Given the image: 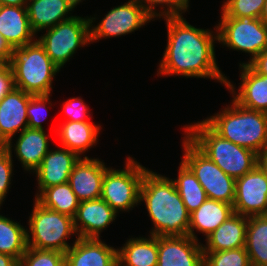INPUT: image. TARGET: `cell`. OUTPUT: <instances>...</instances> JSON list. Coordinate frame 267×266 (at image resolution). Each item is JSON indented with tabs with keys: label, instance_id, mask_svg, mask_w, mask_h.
Segmentation results:
<instances>
[{
	"label": "cell",
	"instance_id": "1",
	"mask_svg": "<svg viewBox=\"0 0 267 266\" xmlns=\"http://www.w3.org/2000/svg\"><path fill=\"white\" fill-rule=\"evenodd\" d=\"M167 28V45L159 61L157 76L206 78L226 85L227 77L216 62L217 28H197L182 16L162 18ZM216 33V34H215Z\"/></svg>",
	"mask_w": 267,
	"mask_h": 266
},
{
	"label": "cell",
	"instance_id": "2",
	"mask_svg": "<svg viewBox=\"0 0 267 266\" xmlns=\"http://www.w3.org/2000/svg\"><path fill=\"white\" fill-rule=\"evenodd\" d=\"M139 202L145 203L153 224L149 235H188L190 213L172 178L148 169L142 179Z\"/></svg>",
	"mask_w": 267,
	"mask_h": 266
},
{
	"label": "cell",
	"instance_id": "3",
	"mask_svg": "<svg viewBox=\"0 0 267 266\" xmlns=\"http://www.w3.org/2000/svg\"><path fill=\"white\" fill-rule=\"evenodd\" d=\"M217 134L259 154L267 147V113L240 106L233 99L220 112L203 119Z\"/></svg>",
	"mask_w": 267,
	"mask_h": 266
},
{
	"label": "cell",
	"instance_id": "4",
	"mask_svg": "<svg viewBox=\"0 0 267 266\" xmlns=\"http://www.w3.org/2000/svg\"><path fill=\"white\" fill-rule=\"evenodd\" d=\"M188 123L185 136L224 173L240 178L251 171L258 162V154L222 138L204 120Z\"/></svg>",
	"mask_w": 267,
	"mask_h": 266
},
{
	"label": "cell",
	"instance_id": "5",
	"mask_svg": "<svg viewBox=\"0 0 267 266\" xmlns=\"http://www.w3.org/2000/svg\"><path fill=\"white\" fill-rule=\"evenodd\" d=\"M9 64L15 88L32 95L52 94V83L60 68L51 61L37 40L14 49Z\"/></svg>",
	"mask_w": 267,
	"mask_h": 266
},
{
	"label": "cell",
	"instance_id": "6",
	"mask_svg": "<svg viewBox=\"0 0 267 266\" xmlns=\"http://www.w3.org/2000/svg\"><path fill=\"white\" fill-rule=\"evenodd\" d=\"M29 216L27 246L38 250L66 253L73 245L67 241L76 234L72 217L44 207L36 199Z\"/></svg>",
	"mask_w": 267,
	"mask_h": 266
},
{
	"label": "cell",
	"instance_id": "7",
	"mask_svg": "<svg viewBox=\"0 0 267 266\" xmlns=\"http://www.w3.org/2000/svg\"><path fill=\"white\" fill-rule=\"evenodd\" d=\"M124 169L109 167L104 174L101 198L119 214L129 212L140 204V187L148 170L135 158L128 156Z\"/></svg>",
	"mask_w": 267,
	"mask_h": 266
},
{
	"label": "cell",
	"instance_id": "8",
	"mask_svg": "<svg viewBox=\"0 0 267 266\" xmlns=\"http://www.w3.org/2000/svg\"><path fill=\"white\" fill-rule=\"evenodd\" d=\"M44 33L36 37V40L60 69L69 62L78 48L91 44L88 16L83 18L75 15L46 29Z\"/></svg>",
	"mask_w": 267,
	"mask_h": 266
},
{
	"label": "cell",
	"instance_id": "9",
	"mask_svg": "<svg viewBox=\"0 0 267 266\" xmlns=\"http://www.w3.org/2000/svg\"><path fill=\"white\" fill-rule=\"evenodd\" d=\"M181 161L193 172L204 188L207 198L233 205L235 179L224 173L203 154L185 135L182 140Z\"/></svg>",
	"mask_w": 267,
	"mask_h": 266
},
{
	"label": "cell",
	"instance_id": "10",
	"mask_svg": "<svg viewBox=\"0 0 267 266\" xmlns=\"http://www.w3.org/2000/svg\"><path fill=\"white\" fill-rule=\"evenodd\" d=\"M216 25L218 43L228 49L248 53L250 58L240 65L248 64L267 47V26L260 18L242 16L220 17Z\"/></svg>",
	"mask_w": 267,
	"mask_h": 266
},
{
	"label": "cell",
	"instance_id": "11",
	"mask_svg": "<svg viewBox=\"0 0 267 266\" xmlns=\"http://www.w3.org/2000/svg\"><path fill=\"white\" fill-rule=\"evenodd\" d=\"M88 18L91 44L100 39L131 34L150 23L151 20L154 21L138 0H128L110 9L97 25L94 24L98 19L95 15Z\"/></svg>",
	"mask_w": 267,
	"mask_h": 266
},
{
	"label": "cell",
	"instance_id": "12",
	"mask_svg": "<svg viewBox=\"0 0 267 266\" xmlns=\"http://www.w3.org/2000/svg\"><path fill=\"white\" fill-rule=\"evenodd\" d=\"M233 208L246 217L267 215V175L258 164L235 180Z\"/></svg>",
	"mask_w": 267,
	"mask_h": 266
},
{
	"label": "cell",
	"instance_id": "13",
	"mask_svg": "<svg viewBox=\"0 0 267 266\" xmlns=\"http://www.w3.org/2000/svg\"><path fill=\"white\" fill-rule=\"evenodd\" d=\"M157 266H204L202 243L185 236H158Z\"/></svg>",
	"mask_w": 267,
	"mask_h": 266
},
{
	"label": "cell",
	"instance_id": "14",
	"mask_svg": "<svg viewBox=\"0 0 267 266\" xmlns=\"http://www.w3.org/2000/svg\"><path fill=\"white\" fill-rule=\"evenodd\" d=\"M108 168L99 158H79L68 181L79 202L101 198L104 174Z\"/></svg>",
	"mask_w": 267,
	"mask_h": 266
},
{
	"label": "cell",
	"instance_id": "15",
	"mask_svg": "<svg viewBox=\"0 0 267 266\" xmlns=\"http://www.w3.org/2000/svg\"><path fill=\"white\" fill-rule=\"evenodd\" d=\"M239 67V88L236 91V86L228 78L225 88L231 92L232 99L240 106L267 113V75L257 74L247 64Z\"/></svg>",
	"mask_w": 267,
	"mask_h": 266
},
{
	"label": "cell",
	"instance_id": "16",
	"mask_svg": "<svg viewBox=\"0 0 267 266\" xmlns=\"http://www.w3.org/2000/svg\"><path fill=\"white\" fill-rule=\"evenodd\" d=\"M117 215L102 198L80 202L73 218L77 237L100 239L101 232L116 220Z\"/></svg>",
	"mask_w": 267,
	"mask_h": 266
},
{
	"label": "cell",
	"instance_id": "17",
	"mask_svg": "<svg viewBox=\"0 0 267 266\" xmlns=\"http://www.w3.org/2000/svg\"><path fill=\"white\" fill-rule=\"evenodd\" d=\"M79 156L67 148L49 149L42 159L40 166L33 172L37 177V191L35 198L45 189L69 181L74 164Z\"/></svg>",
	"mask_w": 267,
	"mask_h": 266
},
{
	"label": "cell",
	"instance_id": "18",
	"mask_svg": "<svg viewBox=\"0 0 267 266\" xmlns=\"http://www.w3.org/2000/svg\"><path fill=\"white\" fill-rule=\"evenodd\" d=\"M117 262V249L101 238L76 237L65 253V266H114Z\"/></svg>",
	"mask_w": 267,
	"mask_h": 266
},
{
	"label": "cell",
	"instance_id": "19",
	"mask_svg": "<svg viewBox=\"0 0 267 266\" xmlns=\"http://www.w3.org/2000/svg\"><path fill=\"white\" fill-rule=\"evenodd\" d=\"M50 138L44 129L27 127L13 141L8 142L7 150L12 154L13 149L16 158L21 162L22 168L29 173L34 172L41 164L42 159L49 151Z\"/></svg>",
	"mask_w": 267,
	"mask_h": 266
},
{
	"label": "cell",
	"instance_id": "20",
	"mask_svg": "<svg viewBox=\"0 0 267 266\" xmlns=\"http://www.w3.org/2000/svg\"><path fill=\"white\" fill-rule=\"evenodd\" d=\"M31 96L14 88L0 101V132L8 142L28 127L26 110Z\"/></svg>",
	"mask_w": 267,
	"mask_h": 266
},
{
	"label": "cell",
	"instance_id": "21",
	"mask_svg": "<svg viewBox=\"0 0 267 266\" xmlns=\"http://www.w3.org/2000/svg\"><path fill=\"white\" fill-rule=\"evenodd\" d=\"M0 33L13 49L36 40L26 6L0 5Z\"/></svg>",
	"mask_w": 267,
	"mask_h": 266
},
{
	"label": "cell",
	"instance_id": "22",
	"mask_svg": "<svg viewBox=\"0 0 267 266\" xmlns=\"http://www.w3.org/2000/svg\"><path fill=\"white\" fill-rule=\"evenodd\" d=\"M60 124L55 131V135L59 137L60 146L75 152L80 158L88 157L84 153L98 144L101 125L89 121H64Z\"/></svg>",
	"mask_w": 267,
	"mask_h": 266
},
{
	"label": "cell",
	"instance_id": "23",
	"mask_svg": "<svg viewBox=\"0 0 267 266\" xmlns=\"http://www.w3.org/2000/svg\"><path fill=\"white\" fill-rule=\"evenodd\" d=\"M248 217L234 213L205 238L203 252H219L245 247Z\"/></svg>",
	"mask_w": 267,
	"mask_h": 266
},
{
	"label": "cell",
	"instance_id": "24",
	"mask_svg": "<svg viewBox=\"0 0 267 266\" xmlns=\"http://www.w3.org/2000/svg\"><path fill=\"white\" fill-rule=\"evenodd\" d=\"M233 214V205L207 198L198 209L190 213L188 235L199 241L195 233L198 231L206 238Z\"/></svg>",
	"mask_w": 267,
	"mask_h": 266
},
{
	"label": "cell",
	"instance_id": "25",
	"mask_svg": "<svg viewBox=\"0 0 267 266\" xmlns=\"http://www.w3.org/2000/svg\"><path fill=\"white\" fill-rule=\"evenodd\" d=\"M26 9L36 36L38 32L74 17L66 0H29Z\"/></svg>",
	"mask_w": 267,
	"mask_h": 266
},
{
	"label": "cell",
	"instance_id": "26",
	"mask_svg": "<svg viewBox=\"0 0 267 266\" xmlns=\"http://www.w3.org/2000/svg\"><path fill=\"white\" fill-rule=\"evenodd\" d=\"M117 261L121 266H157L158 236L129 238L117 248Z\"/></svg>",
	"mask_w": 267,
	"mask_h": 266
},
{
	"label": "cell",
	"instance_id": "27",
	"mask_svg": "<svg viewBox=\"0 0 267 266\" xmlns=\"http://www.w3.org/2000/svg\"><path fill=\"white\" fill-rule=\"evenodd\" d=\"M245 248L251 266H267V215L248 217Z\"/></svg>",
	"mask_w": 267,
	"mask_h": 266
},
{
	"label": "cell",
	"instance_id": "28",
	"mask_svg": "<svg viewBox=\"0 0 267 266\" xmlns=\"http://www.w3.org/2000/svg\"><path fill=\"white\" fill-rule=\"evenodd\" d=\"M35 199L44 207L72 218L80 203L68 182L45 188Z\"/></svg>",
	"mask_w": 267,
	"mask_h": 266
},
{
	"label": "cell",
	"instance_id": "29",
	"mask_svg": "<svg viewBox=\"0 0 267 266\" xmlns=\"http://www.w3.org/2000/svg\"><path fill=\"white\" fill-rule=\"evenodd\" d=\"M26 229L18 221L0 215V253L20 261L28 247Z\"/></svg>",
	"mask_w": 267,
	"mask_h": 266
},
{
	"label": "cell",
	"instance_id": "30",
	"mask_svg": "<svg viewBox=\"0 0 267 266\" xmlns=\"http://www.w3.org/2000/svg\"><path fill=\"white\" fill-rule=\"evenodd\" d=\"M178 177L172 179L189 213L198 209L207 199L206 192L193 172L181 161Z\"/></svg>",
	"mask_w": 267,
	"mask_h": 266
},
{
	"label": "cell",
	"instance_id": "31",
	"mask_svg": "<svg viewBox=\"0 0 267 266\" xmlns=\"http://www.w3.org/2000/svg\"><path fill=\"white\" fill-rule=\"evenodd\" d=\"M146 12L154 19L182 16L189 9L190 0H138ZM161 7L156 10V7ZM165 6V7H164Z\"/></svg>",
	"mask_w": 267,
	"mask_h": 266
},
{
	"label": "cell",
	"instance_id": "32",
	"mask_svg": "<svg viewBox=\"0 0 267 266\" xmlns=\"http://www.w3.org/2000/svg\"><path fill=\"white\" fill-rule=\"evenodd\" d=\"M204 266H251L245 247L204 252Z\"/></svg>",
	"mask_w": 267,
	"mask_h": 266
},
{
	"label": "cell",
	"instance_id": "33",
	"mask_svg": "<svg viewBox=\"0 0 267 266\" xmlns=\"http://www.w3.org/2000/svg\"><path fill=\"white\" fill-rule=\"evenodd\" d=\"M266 0H225L222 5L221 17L239 18L250 16L260 18Z\"/></svg>",
	"mask_w": 267,
	"mask_h": 266
},
{
	"label": "cell",
	"instance_id": "34",
	"mask_svg": "<svg viewBox=\"0 0 267 266\" xmlns=\"http://www.w3.org/2000/svg\"><path fill=\"white\" fill-rule=\"evenodd\" d=\"M19 266H65V253L27 247Z\"/></svg>",
	"mask_w": 267,
	"mask_h": 266
},
{
	"label": "cell",
	"instance_id": "35",
	"mask_svg": "<svg viewBox=\"0 0 267 266\" xmlns=\"http://www.w3.org/2000/svg\"><path fill=\"white\" fill-rule=\"evenodd\" d=\"M50 97L51 94L32 95L30 97L26 110L29 128L44 129L42 122L44 121V119L46 120L47 118V108L52 106V101L50 100ZM47 104H49V107H47Z\"/></svg>",
	"mask_w": 267,
	"mask_h": 266
},
{
	"label": "cell",
	"instance_id": "36",
	"mask_svg": "<svg viewBox=\"0 0 267 266\" xmlns=\"http://www.w3.org/2000/svg\"><path fill=\"white\" fill-rule=\"evenodd\" d=\"M13 154L8 150L0 151V207L2 206L9 189L11 188V177H13Z\"/></svg>",
	"mask_w": 267,
	"mask_h": 266
},
{
	"label": "cell",
	"instance_id": "37",
	"mask_svg": "<svg viewBox=\"0 0 267 266\" xmlns=\"http://www.w3.org/2000/svg\"><path fill=\"white\" fill-rule=\"evenodd\" d=\"M62 109L65 113V121L84 122L89 121L91 112L86 103L80 97H73L62 103Z\"/></svg>",
	"mask_w": 267,
	"mask_h": 266
},
{
	"label": "cell",
	"instance_id": "38",
	"mask_svg": "<svg viewBox=\"0 0 267 266\" xmlns=\"http://www.w3.org/2000/svg\"><path fill=\"white\" fill-rule=\"evenodd\" d=\"M15 88L14 74L9 63L0 65V101Z\"/></svg>",
	"mask_w": 267,
	"mask_h": 266
},
{
	"label": "cell",
	"instance_id": "39",
	"mask_svg": "<svg viewBox=\"0 0 267 266\" xmlns=\"http://www.w3.org/2000/svg\"><path fill=\"white\" fill-rule=\"evenodd\" d=\"M247 65L257 74L267 75V47Z\"/></svg>",
	"mask_w": 267,
	"mask_h": 266
},
{
	"label": "cell",
	"instance_id": "40",
	"mask_svg": "<svg viewBox=\"0 0 267 266\" xmlns=\"http://www.w3.org/2000/svg\"><path fill=\"white\" fill-rule=\"evenodd\" d=\"M14 49L8 44L0 33V62L7 64L10 62Z\"/></svg>",
	"mask_w": 267,
	"mask_h": 266
},
{
	"label": "cell",
	"instance_id": "41",
	"mask_svg": "<svg viewBox=\"0 0 267 266\" xmlns=\"http://www.w3.org/2000/svg\"><path fill=\"white\" fill-rule=\"evenodd\" d=\"M0 266H19V261L11 255L0 253Z\"/></svg>",
	"mask_w": 267,
	"mask_h": 266
},
{
	"label": "cell",
	"instance_id": "42",
	"mask_svg": "<svg viewBox=\"0 0 267 266\" xmlns=\"http://www.w3.org/2000/svg\"><path fill=\"white\" fill-rule=\"evenodd\" d=\"M257 164L267 175V147L258 154Z\"/></svg>",
	"mask_w": 267,
	"mask_h": 266
},
{
	"label": "cell",
	"instance_id": "43",
	"mask_svg": "<svg viewBox=\"0 0 267 266\" xmlns=\"http://www.w3.org/2000/svg\"><path fill=\"white\" fill-rule=\"evenodd\" d=\"M27 0H0V5L7 6H26Z\"/></svg>",
	"mask_w": 267,
	"mask_h": 266
},
{
	"label": "cell",
	"instance_id": "44",
	"mask_svg": "<svg viewBox=\"0 0 267 266\" xmlns=\"http://www.w3.org/2000/svg\"><path fill=\"white\" fill-rule=\"evenodd\" d=\"M261 21L267 26V0L264 3L263 11L260 16Z\"/></svg>",
	"mask_w": 267,
	"mask_h": 266
},
{
	"label": "cell",
	"instance_id": "45",
	"mask_svg": "<svg viewBox=\"0 0 267 266\" xmlns=\"http://www.w3.org/2000/svg\"><path fill=\"white\" fill-rule=\"evenodd\" d=\"M8 141L3 137L2 133L0 132V151L7 150Z\"/></svg>",
	"mask_w": 267,
	"mask_h": 266
},
{
	"label": "cell",
	"instance_id": "46",
	"mask_svg": "<svg viewBox=\"0 0 267 266\" xmlns=\"http://www.w3.org/2000/svg\"><path fill=\"white\" fill-rule=\"evenodd\" d=\"M68 2L69 7L74 10L77 5L82 3L84 0H66Z\"/></svg>",
	"mask_w": 267,
	"mask_h": 266
},
{
	"label": "cell",
	"instance_id": "47",
	"mask_svg": "<svg viewBox=\"0 0 267 266\" xmlns=\"http://www.w3.org/2000/svg\"><path fill=\"white\" fill-rule=\"evenodd\" d=\"M114 266H121L118 262Z\"/></svg>",
	"mask_w": 267,
	"mask_h": 266
}]
</instances>
